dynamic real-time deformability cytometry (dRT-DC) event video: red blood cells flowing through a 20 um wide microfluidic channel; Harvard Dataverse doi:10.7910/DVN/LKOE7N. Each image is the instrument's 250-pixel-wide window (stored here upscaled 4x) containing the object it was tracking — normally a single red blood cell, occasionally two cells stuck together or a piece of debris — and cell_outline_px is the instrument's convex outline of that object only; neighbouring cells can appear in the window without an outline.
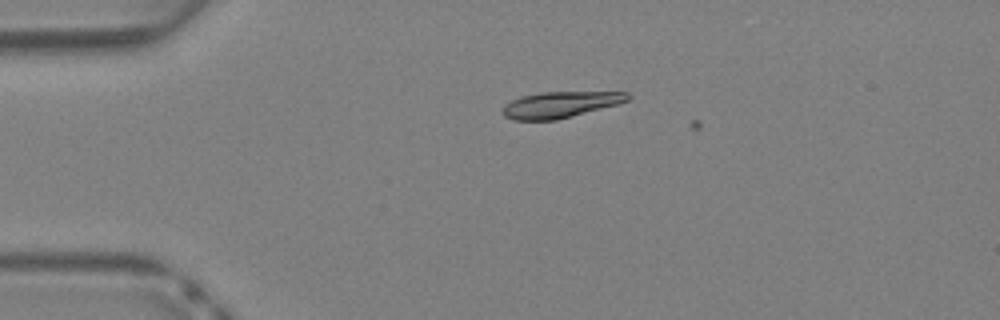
{"species": "Egyptian fruit bat (a non-hibernating species)", "species_latin": "Rousettus aegyptiacus", "temperature_condition": "warm", "stored_images_in_passage": 7, "camera_frame_rate_fps": 3000, "um_per_image_px": 0.085, "animal": {"sex": "female"}, "frame": {"image": 1, "passage_image": 6, "time_ms": 1.667, "image_size_px": [1000, 320], "cell_outline_px": [[632, 96], [628, 100], [616, 104], [556, 120], [512, 120], [504, 116], [504, 104], [520, 96], [540, 92], [628, 92]], "centroid_in_image_um": [47.59, 8.88], "position_along_channel_um": 37.4, "area_um2": 18.84}}